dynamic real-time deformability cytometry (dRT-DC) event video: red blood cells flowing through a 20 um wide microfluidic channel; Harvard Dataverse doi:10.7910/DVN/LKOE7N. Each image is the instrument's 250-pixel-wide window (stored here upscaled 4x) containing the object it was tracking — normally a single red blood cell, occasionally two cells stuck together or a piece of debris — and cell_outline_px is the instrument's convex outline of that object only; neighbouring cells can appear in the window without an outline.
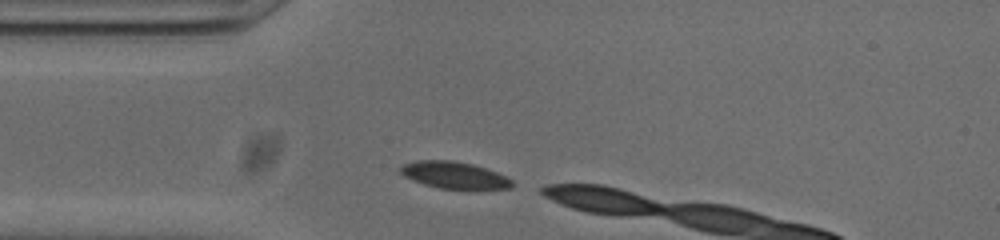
{"species": "common noctule bat (a hibernating species)", "species_latin": "Nyctalus noctula", "temperature_condition": "cold", "stored_images_in_passage": 4, "camera_frame_rate_fps": 3000, "um_per_image_px": 0.085, "animal": {"sex": "male", "body_mass_g": 20.0, "forearm_length_mm": 53.3}, "frame": {"image": 1, "passage_image": 1, "time_ms": 0.0, "image_size_px": [1000, 240], "cell_outline_px": [[516, 184], [512, 188], [468, 192], [440, 188], [424, 184], [412, 180], [404, 176], [400, 172], [400, 168], [404, 164], [416, 160], [452, 160], [472, 164], [496, 172], [512, 180]], "centroid_in_image_um": [38.69, 14.94], "position_along_channel_um": 46.3, "area_um2": 18.21}}